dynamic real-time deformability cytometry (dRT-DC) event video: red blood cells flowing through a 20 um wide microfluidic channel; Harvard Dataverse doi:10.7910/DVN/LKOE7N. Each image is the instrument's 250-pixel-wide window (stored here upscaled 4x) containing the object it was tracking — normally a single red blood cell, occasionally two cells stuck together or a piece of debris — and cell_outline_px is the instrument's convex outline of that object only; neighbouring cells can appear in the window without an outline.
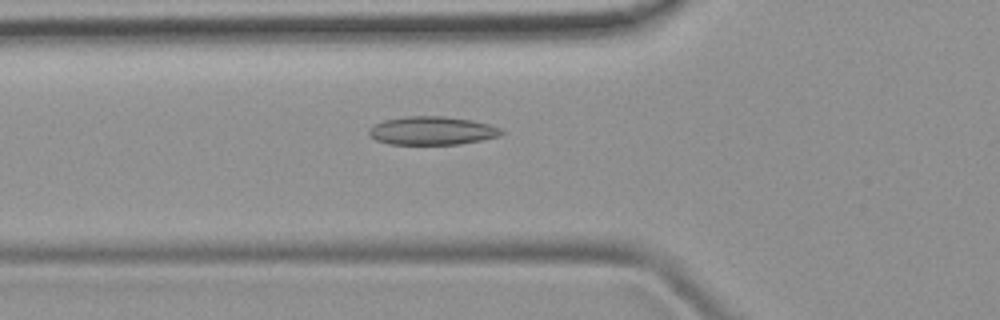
{"species": "common noctule bat (a hibernating species)", "species_latin": "Nyctalus noctula", "temperature_condition": "room temperature", "stored_images_in_passage": 37, "camera_frame_rate_fps": 3000, "um_per_image_px": 0.085, "animal": {"sex": "female", "body_mass_g": 19.9}, "frame": {"image": 1, "passage_image": 8, "time_ms": 2.333, "image_size_px": [1000, 320], "cell_outline_px": [[504, 132], [500, 136], [460, 144], [388, 144], [376, 140], [368, 132], [368, 128], [384, 120], [404, 116], [444, 116], [472, 120], [488, 124], [500, 128]], "centroid_in_image_um": [36.72, 11.1], "position_along_channel_um": 89.1, "area_um2": 21.85}}
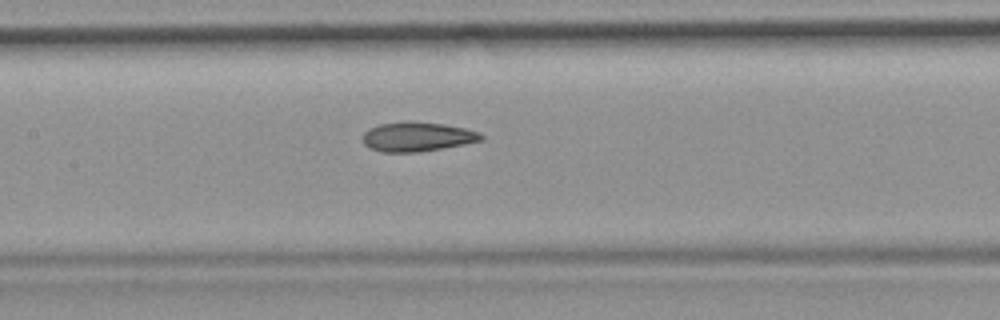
{"frame": {"image": 2, "passage_image": 14, "time_ms": 4.333, "image_size_px": [1000, 320], "cell_outline_px": [[484, 140], [464, 144], [420, 152], [384, 152], [372, 148], [364, 144], [364, 132], [368, 128], [380, 124], [408, 120], [444, 124], [464, 128], [476, 132], [484, 136]], "centroid_in_image_um": [35.46, 11.61], "position_along_channel_um": 171.9, "area_um2": 20.23}}
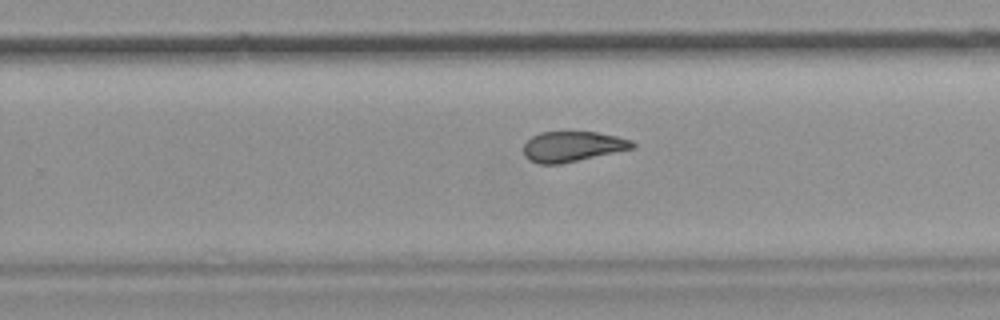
{"frame": {"image": 3, "passage_image": 22, "time_ms": 7.0, "image_size_px": [1000, 320], "cell_outline_px": [[636, 148], [560, 164], [540, 164], [528, 160], [524, 156], [524, 144], [532, 136], [540, 132], [596, 132], [616, 136], [632, 140], [636, 144]], "centroid_in_image_um": [48.67, 12.46], "position_along_channel_um": 281.1, "area_um2": 19.31}}